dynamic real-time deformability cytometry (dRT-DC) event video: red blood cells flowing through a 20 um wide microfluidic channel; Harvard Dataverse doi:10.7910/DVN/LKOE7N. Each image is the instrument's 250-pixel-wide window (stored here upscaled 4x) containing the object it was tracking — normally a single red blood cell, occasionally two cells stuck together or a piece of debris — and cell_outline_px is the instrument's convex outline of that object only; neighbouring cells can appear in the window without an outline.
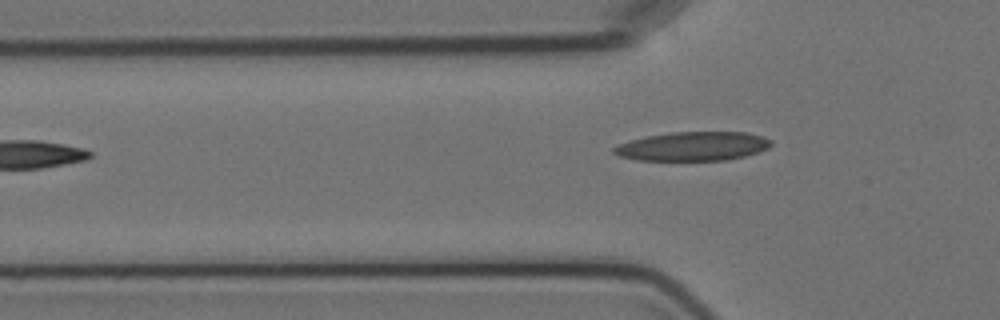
{"species": "Egyptian fruit bat (a non-hibernating species)", "species_latin": "Rousettus aegyptiacus", "temperature_condition": "cold", "stored_images_in_passage": 4, "segment_of_instrument_passage": [2, 2], "camera_frame_rate_fps": 3000, "um_per_image_px": 0.085, "animal": {"sex": "female"}, "frame": {"image": 1, "passage_image": 4, "time_ms": 4.333, "image_size_px": [1000, 320], "cell_outline_px": [[772, 144], [768, 148], [744, 156], [728, 160], [636, 160], [620, 156], [612, 152], [612, 148], [620, 144], [632, 140], [648, 136], [672, 132], [748, 132], [772, 140]], "centroid_in_image_um": [58.91, 12.43], "position_along_channel_um": 66.9, "area_um2": 26.36}}